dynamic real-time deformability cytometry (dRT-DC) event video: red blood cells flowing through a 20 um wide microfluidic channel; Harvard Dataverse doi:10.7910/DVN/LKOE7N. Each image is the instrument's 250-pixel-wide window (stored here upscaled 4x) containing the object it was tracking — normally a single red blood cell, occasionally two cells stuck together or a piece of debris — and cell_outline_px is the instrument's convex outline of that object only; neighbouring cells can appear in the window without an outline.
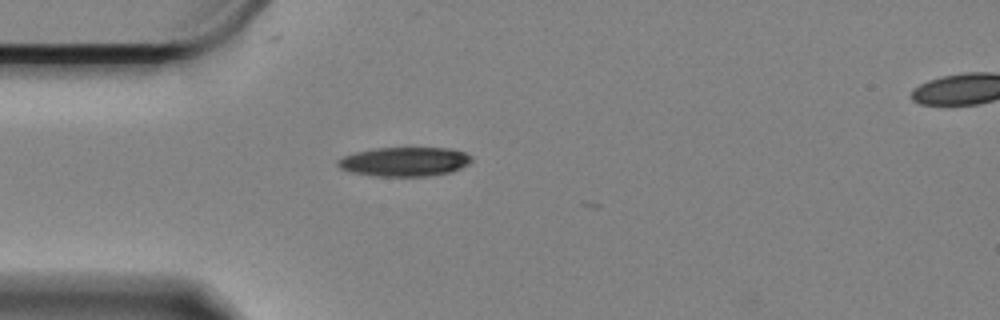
{"species": "Egyptian fruit bat (a non-hibernating species)", "species_latin": "Rousettus aegyptiacus", "temperature_condition": "cold", "stored_images_in_passage": 28, "camera_frame_rate_fps": 3000, "um_per_image_px": 0.085, "animal": {"sex": "female"}, "frame": {"image": 1, "passage_image": 1, "time_ms": 0.0, "image_size_px": [1000, 320], "cell_outline_px": [[472, 160], [468, 164], [460, 168], [448, 172], [424, 176], [376, 176], [352, 172], [340, 168], [336, 164], [336, 160], [344, 156], [356, 152], [376, 148], [448, 148], [464, 152], [472, 156]], "centroid_in_image_um": [34.37, 13.73], "position_along_channel_um": 50.6, "area_um2": 22.54}}
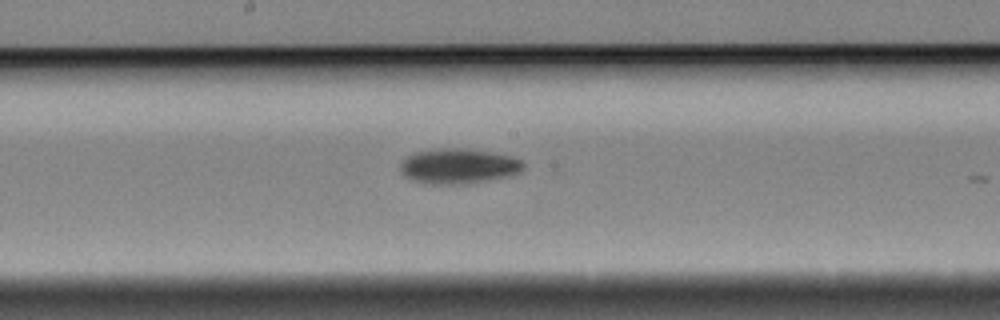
{"frame": {"image": 2, "passage_image": 16, "time_ms": 5.0, "image_size_px": [1000, 320], "cell_outline_px": [[524, 168], [520, 172], [512, 176], [460, 184], [432, 184], [416, 180], [408, 176], [400, 168], [400, 164], [408, 156], [416, 152], [440, 148], [464, 148], [512, 156], [520, 160], [524, 164]], "centroid_in_image_um": [39.03, 14.11], "position_along_channel_um": 209.2, "area_um2": 24.74}}
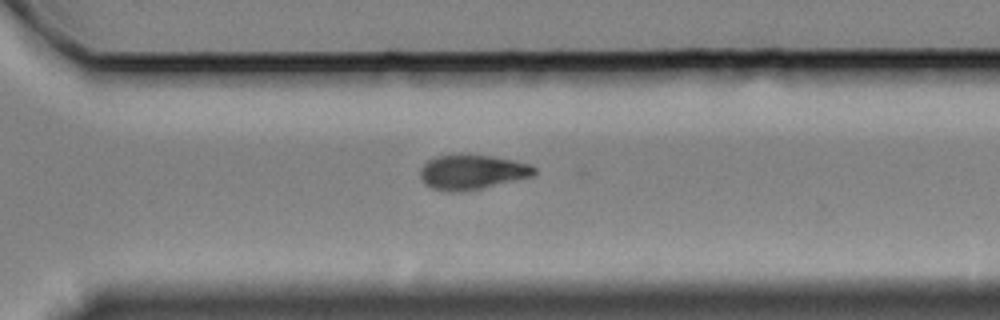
{"frame": {"image": 3, "passage_image": 27, "time_ms": 8.667, "image_size_px": [1000, 320], "cell_outline_px": [[536, 172], [532, 176], [464, 192], [444, 192], [432, 188], [424, 184], [420, 180], [420, 168], [428, 160], [436, 156], [492, 156], [532, 164], [536, 168]], "centroid_in_image_um": [40.1, 14.65], "position_along_channel_um": 330.5, "area_um2": 22.89}}